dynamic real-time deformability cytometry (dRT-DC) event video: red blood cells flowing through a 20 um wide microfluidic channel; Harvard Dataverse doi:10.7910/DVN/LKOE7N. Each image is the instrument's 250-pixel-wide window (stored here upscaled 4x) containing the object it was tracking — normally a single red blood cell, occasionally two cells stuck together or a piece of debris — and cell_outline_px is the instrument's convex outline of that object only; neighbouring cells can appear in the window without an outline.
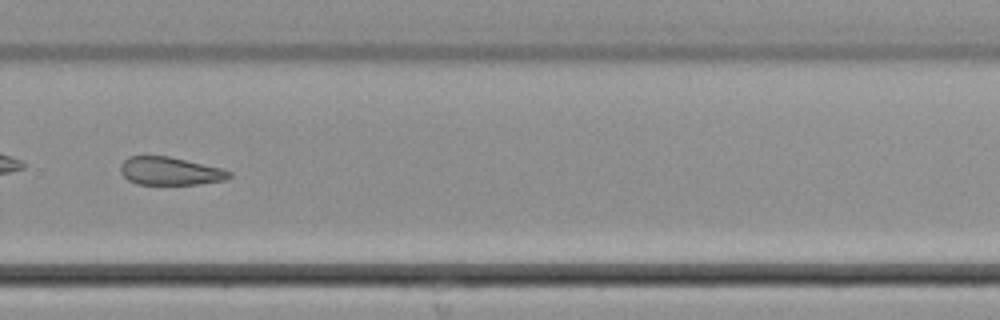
{"species": "common noctule bat (a hibernating species)", "species_latin": "Nyctalus noctula", "temperature_condition": "cold", "stored_images_in_passage": 31, "camera_frame_rate_fps": 3000, "um_per_image_px": 0.085, "animal": {"sex": "male", "body_mass_g": 21.5, "forearm_length_mm": 52.0}, "frame": {"image": 1, "passage_image": 18, "time_ms": 5.667, "image_size_px": [1000, 320], "cell_outline_px": [[232, 176], [224, 180], [200, 184], [136, 184], [128, 180], [120, 172], [120, 164], [128, 156], [168, 156], [220, 168], [232, 172]], "centroid_in_image_um": [14.43, 14.54], "position_along_channel_um": 315.4, "area_um2": 17.69}}